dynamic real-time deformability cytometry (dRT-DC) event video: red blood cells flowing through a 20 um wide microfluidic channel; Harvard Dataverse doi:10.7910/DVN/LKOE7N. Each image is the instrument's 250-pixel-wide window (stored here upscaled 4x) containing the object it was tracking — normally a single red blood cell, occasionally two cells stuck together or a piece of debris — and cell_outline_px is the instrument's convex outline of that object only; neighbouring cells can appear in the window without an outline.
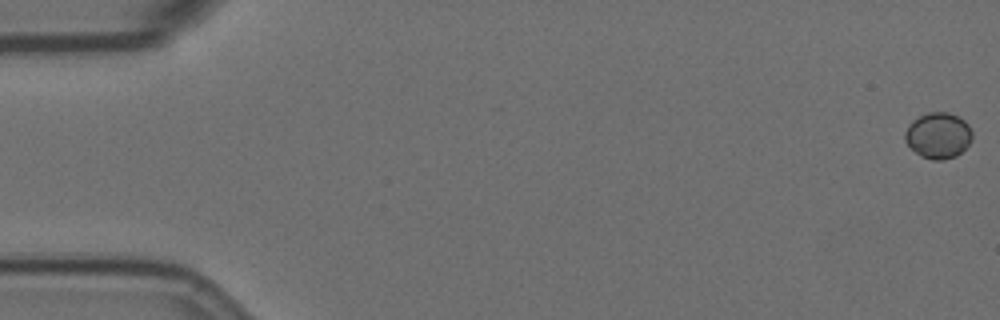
{"species": "Egyptian fruit bat (a non-hibernating species)", "species_latin": "Rousettus aegyptiacus", "temperature_condition": "room temperature", "stored_images_in_passage": 10, "camera_frame_rate_fps": 3000, "um_per_image_px": 0.085, "animal": {"sex": "female"}, "frame": {"image": 1, "passage_image": 1, "time_ms": 0.0, "image_size_px": [1000, 320], "cell_outline_px": [[972, 140], [956, 156], [940, 160], [932, 160], [920, 156], [904, 140], [904, 132], [908, 124], [912, 120], [928, 112], [948, 112], [964, 120], [968, 124], [972, 132]], "centroid_in_image_um": [79.73, 11.51], "position_along_channel_um": 5.3, "area_um2": 17.98}}